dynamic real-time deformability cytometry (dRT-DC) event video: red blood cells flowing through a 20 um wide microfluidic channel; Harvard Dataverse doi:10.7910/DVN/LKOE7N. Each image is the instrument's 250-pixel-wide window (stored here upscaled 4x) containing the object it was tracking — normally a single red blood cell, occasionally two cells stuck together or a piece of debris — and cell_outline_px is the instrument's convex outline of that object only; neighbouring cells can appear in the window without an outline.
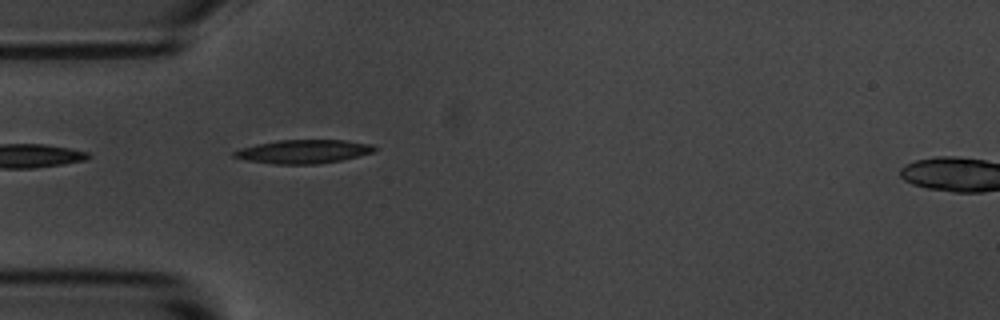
{"species": "common noctule bat (a hibernating species)", "species_latin": "Nyctalus noctula", "temperature_condition": "room temperature", "stored_images_in_passage": 2, "segment_of_instrument_passage": [1, 2], "camera_frame_rate_fps": 3000, "um_per_image_px": 0.085, "animal": {"sex": "male", "body_mass_g": 20.1, "forearm_length_mm": 53.5}, "frame": {"image": 1, "passage_image": 1, "time_ms": 0.0, "image_size_px": [1000, 320], "cell_outline_px": [[376, 152], [340, 160], [320, 164], [272, 164], [248, 160], [232, 156], [232, 152], [240, 148], [256, 144], [280, 140], [344, 140], [372, 144], [376, 148]], "centroid_in_image_um": [25.8, 12.88], "position_along_channel_um": 59.2, "area_um2": 19.36}}